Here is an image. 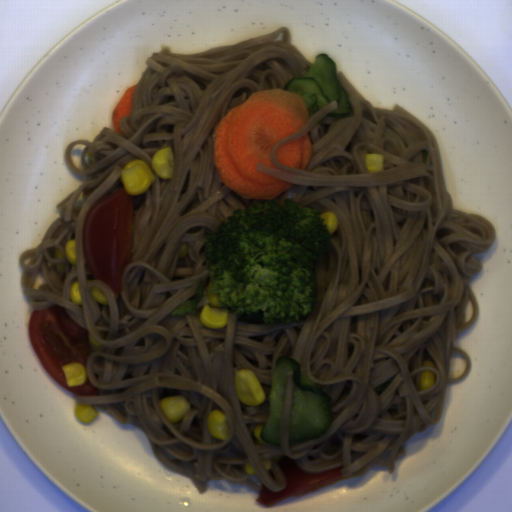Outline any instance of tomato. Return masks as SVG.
<instances>
[{
	"mask_svg": "<svg viewBox=\"0 0 512 512\" xmlns=\"http://www.w3.org/2000/svg\"><path fill=\"white\" fill-rule=\"evenodd\" d=\"M89 330L81 327L65 307L53 305L30 312L28 338L47 374L76 396H94L98 388L87 378L84 385L69 387L62 369L69 362H80L86 368L91 346Z\"/></svg>",
	"mask_w": 512,
	"mask_h": 512,
	"instance_id": "obj_2",
	"label": "tomato"
},
{
	"mask_svg": "<svg viewBox=\"0 0 512 512\" xmlns=\"http://www.w3.org/2000/svg\"><path fill=\"white\" fill-rule=\"evenodd\" d=\"M133 195L124 188L98 199L85 216L82 233L85 263L95 280L121 294L125 268L133 253Z\"/></svg>",
	"mask_w": 512,
	"mask_h": 512,
	"instance_id": "obj_1",
	"label": "tomato"
},
{
	"mask_svg": "<svg viewBox=\"0 0 512 512\" xmlns=\"http://www.w3.org/2000/svg\"><path fill=\"white\" fill-rule=\"evenodd\" d=\"M277 464L286 478V485L280 492H273L264 482L261 483L254 501L264 507H273L277 502L286 498L308 494L339 480L350 478L342 476L343 465L321 474H308L289 456L284 455Z\"/></svg>",
	"mask_w": 512,
	"mask_h": 512,
	"instance_id": "obj_3",
	"label": "tomato"
}]
</instances>
